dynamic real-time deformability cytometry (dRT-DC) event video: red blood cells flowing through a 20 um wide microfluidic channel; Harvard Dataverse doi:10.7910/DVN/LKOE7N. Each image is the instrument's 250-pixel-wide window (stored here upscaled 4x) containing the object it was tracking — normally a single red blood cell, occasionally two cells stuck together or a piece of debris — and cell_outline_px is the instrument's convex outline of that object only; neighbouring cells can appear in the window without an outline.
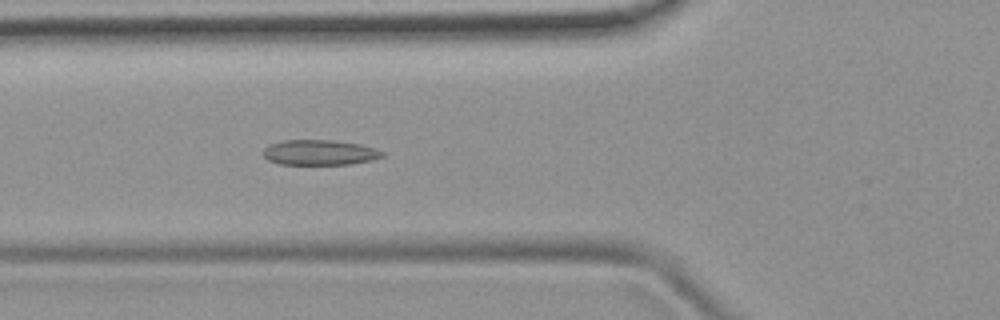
{"species": "common noctule bat (a hibernating species)", "species_latin": "Nyctalus noctula", "temperature_condition": "room temperature", "stored_images_in_passage": 44, "camera_frame_rate_fps": 3000, "um_per_image_px": 0.085, "animal": {"sex": "female", "body_mass_g": 19.9}, "frame": {"image": 1, "passage_image": 12, "time_ms": 3.667, "image_size_px": [1000, 320], "cell_outline_px": [[384, 156], [372, 160], [352, 164], [280, 164], [268, 160], [264, 156], [264, 148], [268, 144], [284, 140], [332, 140], [360, 144], [376, 148], [384, 152]], "centroid_in_image_um": [27.18, 12.96], "position_along_channel_um": 98.6, "area_um2": 17.57}}
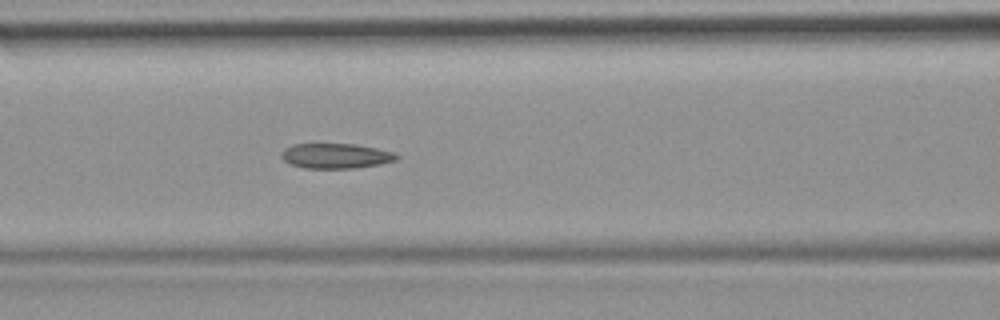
{"frame": {"image": 2, "passage_image": 15, "time_ms": 4.667, "image_size_px": [1000, 320], "cell_outline_px": [[400, 156], [396, 160], [380, 164], [356, 168], [304, 168], [288, 164], [280, 156], [280, 152], [284, 148], [292, 144], [356, 144], [376, 148], [392, 152]], "centroid_in_image_um": [28.5, 13.25], "position_along_channel_um": 138.1, "area_um2": 16.94}}
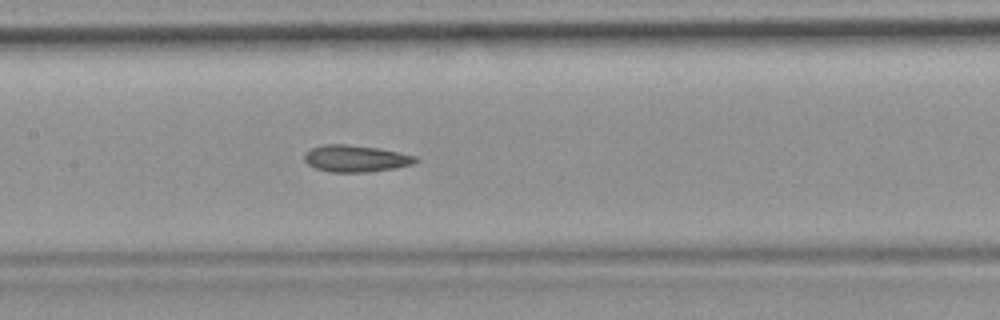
{"frame": {"image": 3, "passage_image": 18, "time_ms": 5.667, "image_size_px": [1000, 320], "cell_outline_px": [[420, 160], [412, 164], [396, 168], [368, 172], [332, 172], [316, 168], [308, 164], [304, 160], [304, 156], [312, 148], [324, 144], [344, 144], [380, 148], [400, 152], [416, 156]], "centroid_in_image_um": [30.28, 13.47], "position_along_channel_um": 177.1, "area_um2": 17.34}, "authors_computed_cell_mechanics": {"area_um2": 17.34, "velocity_mm_per_s": 3.9165, "shape_relaxation_time_tau1_ms": null, "shape_relaxation_time_tau2_ms": 6.8149, "deformation_change_tau1": null, "deformation_change_tau2": 0.1422}}